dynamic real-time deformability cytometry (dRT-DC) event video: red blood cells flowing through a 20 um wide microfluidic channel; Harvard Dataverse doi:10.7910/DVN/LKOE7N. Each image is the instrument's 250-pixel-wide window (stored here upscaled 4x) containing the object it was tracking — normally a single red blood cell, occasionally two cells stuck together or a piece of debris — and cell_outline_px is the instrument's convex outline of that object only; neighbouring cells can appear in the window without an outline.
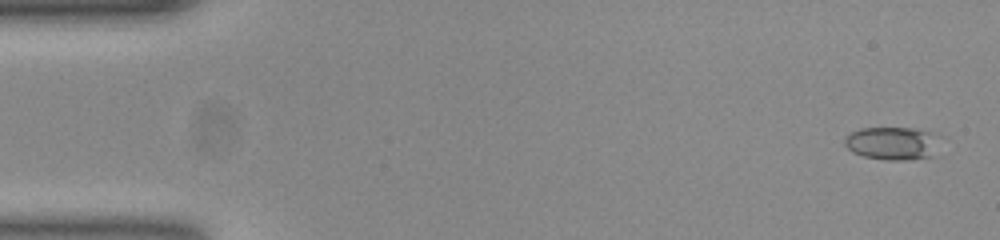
{"species": "common noctule bat (a hibernating species)", "species_latin": "Nyctalus noctula", "temperature_condition": "room temperature", "stored_images_in_passage": 52, "camera_frame_rate_fps": 3000, "um_per_image_px": 0.085, "animal": {"sex": "female", "body_mass_g": 23.0, "forearm_length_mm": 53.4}, "frame": {"image": 1, "passage_image": 2, "time_ms": 0.333, "image_size_px": [1000, 240], "cell_outline_px": [[932, 156], [908, 160], [884, 160], [864, 156], [852, 152], [844, 144], [844, 136], [860, 128], [912, 128], [932, 132]], "centroid_in_image_um": [75.69, 12.18], "position_along_channel_um": 9.3, "area_um2": 17.74}}
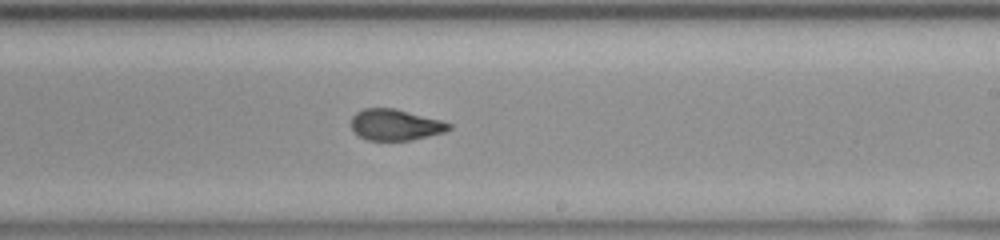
{"frame": {"image": 2, "passage_image": 31, "time_ms": 10.0, "image_size_px": [1000, 240], "cell_outline_px": [[452, 128], [444, 132], [412, 140], [368, 140], [360, 136], [352, 128], [352, 116], [356, 112], [364, 108], [396, 108], [440, 120], [452, 124]], "centroid_in_image_um": [33.62, 10.6], "position_along_channel_um": 255.4, "area_um2": 17.63}}
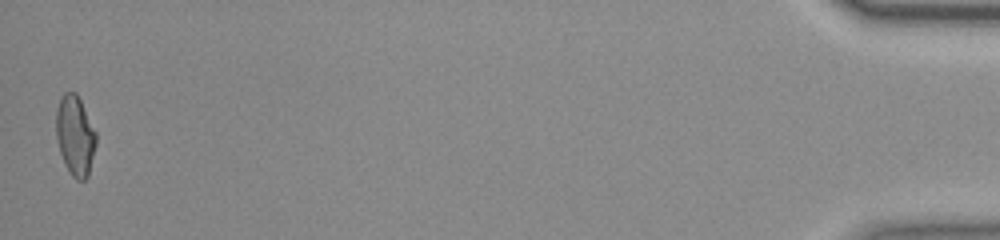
{"frame": {"image": 3, "passage_image": 52, "time_ms": 17.0, "image_size_px": [1000, 240], "cell_outline_px": [[96, 144], [88, 176], [84, 180], [76, 180], [72, 176], [60, 152], [56, 136], [56, 108], [64, 92], [76, 92], [96, 132]], "centroid_in_image_um": [6.39, 11.51], "position_along_channel_um": 428.8, "area_um2": 18.38}, "authors_computed_cell_mechanics": {"area_um2": 18.2937, "velocity_mm_per_s": 3.8982, "shape_relaxation_time_tau1_ms": null, "shape_relaxation_time_tau2_ms": 1.8382, "deformation_change_tau1": null, "deformation_change_tau2": 0.0838}}